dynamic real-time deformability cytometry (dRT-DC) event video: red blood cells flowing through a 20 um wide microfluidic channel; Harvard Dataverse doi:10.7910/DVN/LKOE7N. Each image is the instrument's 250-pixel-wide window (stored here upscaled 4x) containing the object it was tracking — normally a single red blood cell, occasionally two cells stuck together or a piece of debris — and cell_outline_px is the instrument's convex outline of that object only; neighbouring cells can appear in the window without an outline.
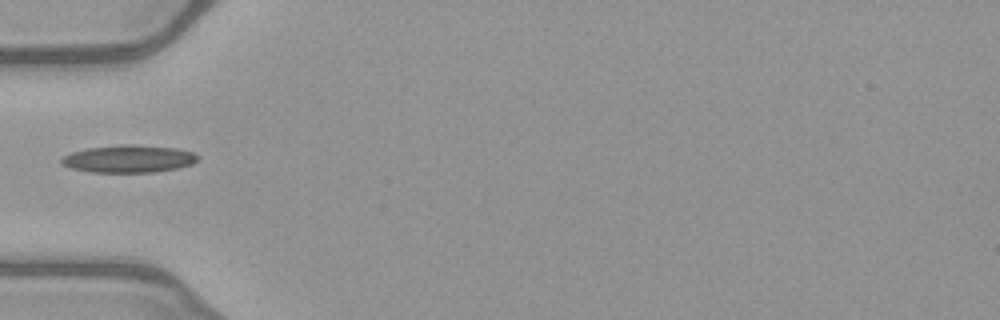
{"species": "common noctule bat (a hibernating species)", "species_latin": "Nyctalus noctula", "temperature_condition": "warm", "stored_images_in_passage": 35, "camera_frame_rate_fps": 3000, "um_per_image_px": 0.085, "animal": {"sex": "female", "body_mass_g": 21.9}, "frame": {"image": 1, "passage_image": 1, "time_ms": 0.0, "image_size_px": [1000, 320], "cell_outline_px": [[200, 160], [192, 164], [180, 168], [156, 172], [92, 172], [72, 168], [64, 164], [60, 160], [64, 156], [72, 152], [88, 148], [124, 144], [128, 144], [176, 148], [192, 152], [200, 156]], "centroid_in_image_um": [11.02, 13.5], "position_along_channel_um": 74.0, "area_um2": 21.79}}
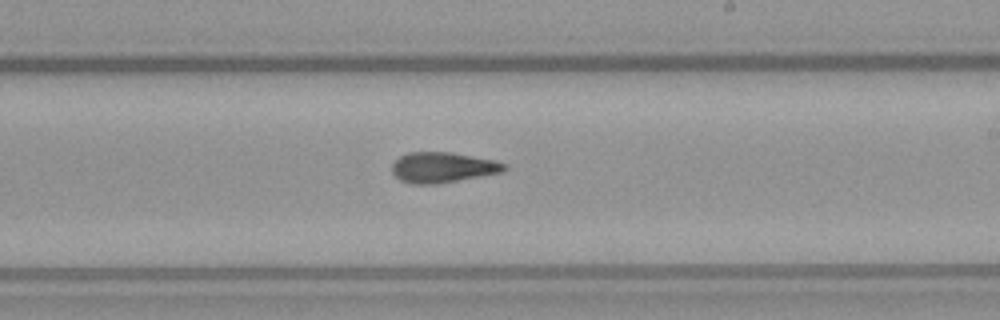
{"frame": {"image": 2, "passage_image": 14, "time_ms": 4.333, "image_size_px": [1000, 320], "cell_outline_px": [[508, 168], [504, 172], [436, 184], [412, 184], [400, 180], [392, 172], [392, 164], [400, 156], [408, 152], [448, 152], [496, 160], [508, 164]], "centroid_in_image_um": [37.66, 14.23], "position_along_channel_um": 251.3, "area_um2": 20.0}}
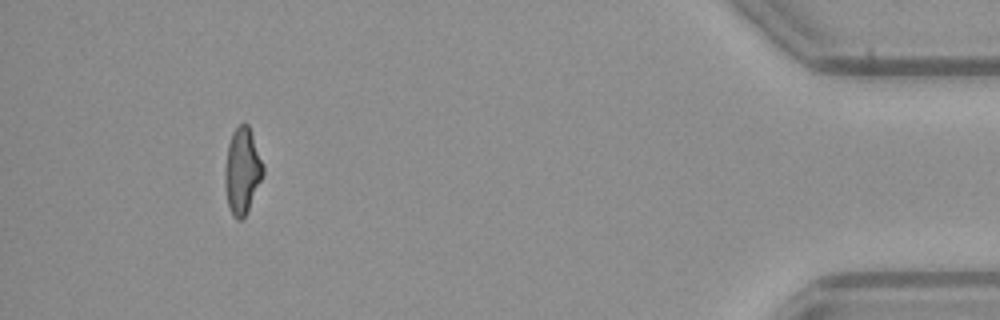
{"frame": {"image": 3, "passage_image": 31, "time_ms": 10.0, "image_size_px": [1000, 320], "cell_outline_px": [[264, 172], [248, 212], [240, 220], [236, 220], [232, 216], [228, 208], [224, 184], [224, 172], [228, 144], [232, 132], [244, 120], [248, 124], [264, 164]], "centroid_in_image_um": [20.58, 14.54], "position_along_channel_um": 414.6, "area_um2": 19.48}}